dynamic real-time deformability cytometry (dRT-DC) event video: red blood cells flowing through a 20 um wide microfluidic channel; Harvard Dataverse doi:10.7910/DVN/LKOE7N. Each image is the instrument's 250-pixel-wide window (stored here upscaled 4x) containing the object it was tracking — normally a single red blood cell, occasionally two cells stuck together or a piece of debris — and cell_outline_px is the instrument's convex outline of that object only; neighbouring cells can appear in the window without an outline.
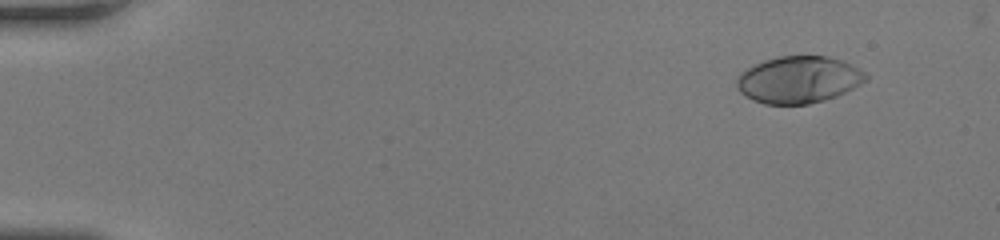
{"species": "human", "species_latin": "Homo sapiens", "temperature_condition": "room temperature", "stored_images_in_passage": 47, "camera_frame_rate_fps": 3000, "um_per_image_px": 0.085, "donor": {"sex": "female"}, "frame": {"image": 1, "passage_image": 1, "time_ms": 0.0, "image_size_px": [1000, 240], "cell_outline_px": [[868, 80], [836, 96], [824, 100], [808, 104], [764, 104], [752, 100], [744, 96], [736, 88], [736, 80], [748, 68], [764, 60], [780, 56], [828, 56], [844, 60], [864, 72], [868, 76]], "centroid_in_image_um": [67.89, 6.77], "position_along_channel_um": 17.1, "area_um2": 35.2}}
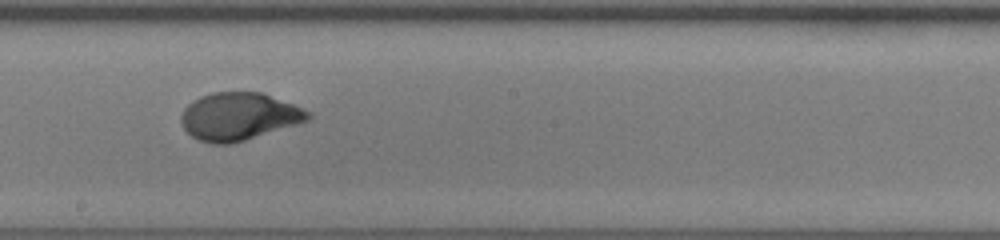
{"frame": {"image": 2, "passage_image": 26, "time_ms": 8.333, "image_size_px": [1000, 240], "cell_outline_px": [[312, 116], [308, 120], [296, 124], [232, 144], [212, 144], [196, 140], [184, 128], [180, 120], [180, 116], [184, 108], [188, 104], [200, 96], [212, 92], [260, 92], [292, 104], [312, 112]], "centroid_in_image_um": [20.27, 9.9], "position_along_channel_um": 227.9, "area_um2": 35.08}}
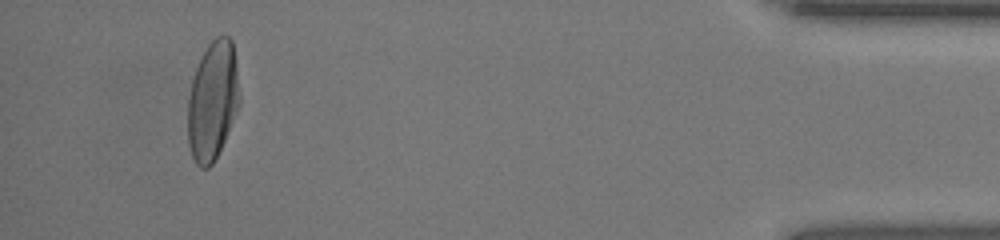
{"frame": {"image": 3, "passage_image": 44, "time_ms": 14.333, "image_size_px": [1000, 240], "cell_outline_px": [[240, 104], [224, 140], [212, 164], [208, 168], [200, 168], [196, 164], [192, 156], [188, 144], [188, 100], [192, 80], [196, 68], [208, 44], [216, 36], [228, 36], [232, 40], [240, 96]], "centroid_in_image_um": [18.07, 8.57], "position_along_channel_um": 417.1, "area_um2": 35.49}, "authors_computed_cell_mechanics": {"area_um2": 35.0846, "velocity_mm_per_s": 4.2069, "shape_relaxation_time_tau1_ms": 3.6113, "shape_relaxation_time_tau2_ms": null, "deformation_change_tau1": 0.2195, "deformation_change_tau2": null}}